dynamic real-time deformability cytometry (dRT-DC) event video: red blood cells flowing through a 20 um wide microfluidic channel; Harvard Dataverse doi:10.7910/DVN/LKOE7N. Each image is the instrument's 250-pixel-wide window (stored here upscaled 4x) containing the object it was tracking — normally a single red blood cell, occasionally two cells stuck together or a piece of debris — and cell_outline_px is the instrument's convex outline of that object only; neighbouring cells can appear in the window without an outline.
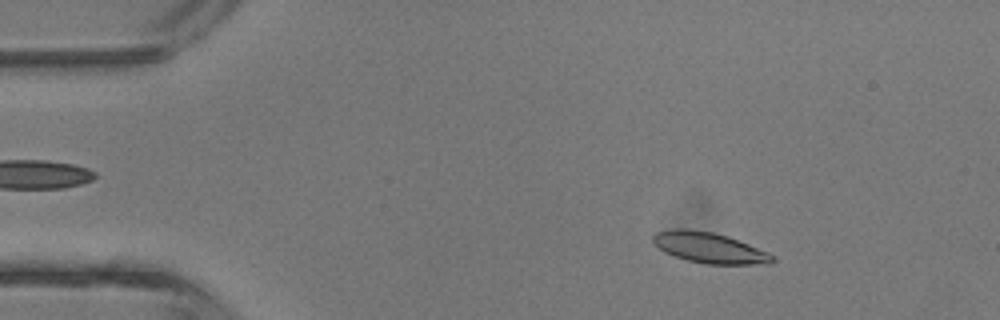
{"species": "common noctule bat (a hibernating species)", "species_latin": "Nyctalus noctula", "temperature_condition": "room temperature", "stored_images_in_passage": 43, "camera_frame_rate_fps": 3000, "um_per_image_px": 0.085, "animal": {"sex": "male", "body_mass_g": 13.3}, "frame": {"image": 1, "passage_image": 6, "time_ms": 1.667, "image_size_px": [1000, 320], "cell_outline_px": [[776, 260], [772, 264], [704, 264], [688, 260], [664, 252], [652, 244], [652, 236], [656, 232], [672, 228], [684, 228], [712, 232], [728, 236], [768, 252]], "centroid_in_image_um": [60.26, 21.05], "position_along_channel_um": 24.7, "area_um2": 21.44}}
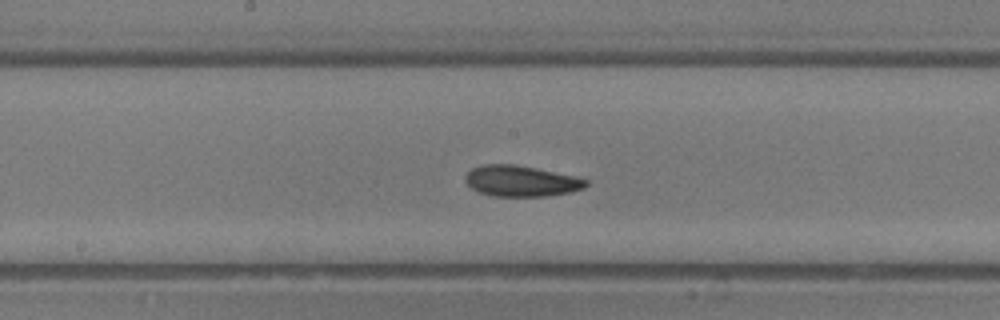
{"frame": {"image": 2, "passage_image": 22, "time_ms": 7.0, "image_size_px": [1000, 320], "cell_outline_px": [[588, 184], [584, 188], [572, 192], [548, 196], [492, 196], [480, 192], [472, 188], [464, 180], [464, 176], [472, 168], [484, 164], [516, 164], [576, 176], [588, 180]], "centroid_in_image_um": [44.31, 15.38], "position_along_channel_um": 203.9, "area_um2": 21.85}}
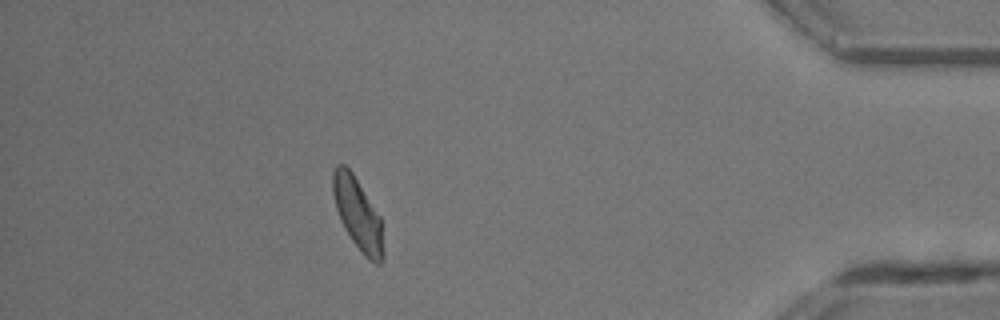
{"frame": {"image": 3, "passage_image": 38, "time_ms": 12.333, "image_size_px": [1000, 320], "cell_outline_px": [[384, 260], [380, 264], [376, 264], [368, 260], [364, 256], [352, 240], [344, 228], [340, 220], [336, 208], [332, 192], [332, 172], [336, 164], [344, 164], [352, 172], [380, 216], [384, 252]], "centroid_in_image_um": [30.4, 18.2], "position_along_channel_um": 404.8, "area_um2": 21.21}, "authors_computed_cell_mechanics": {"area_um2": 21.2126, "velocity_mm_per_s": 4.7254, "shape_relaxation_time_tau1_ms": 2.3808, "shape_relaxation_time_tau2_ms": 4.2378, "deformation_change_tau1": 0.1358, "deformation_change_tau2": 0.1281}}